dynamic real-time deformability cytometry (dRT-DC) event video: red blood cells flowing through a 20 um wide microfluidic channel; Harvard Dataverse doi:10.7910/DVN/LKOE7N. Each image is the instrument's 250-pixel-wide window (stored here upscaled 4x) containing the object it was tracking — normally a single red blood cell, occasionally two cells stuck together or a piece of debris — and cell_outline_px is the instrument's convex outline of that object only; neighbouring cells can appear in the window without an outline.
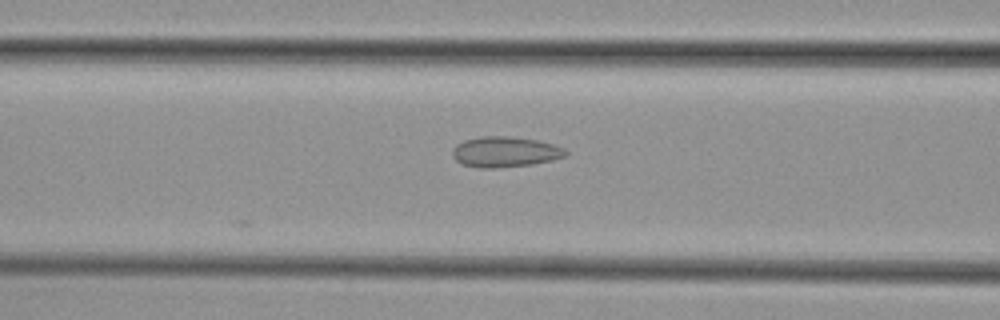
{"species": "common noctule bat (a hibernating species)", "species_latin": "Nyctalus noctula", "temperature_condition": "cold", "stored_images_in_passage": 7, "camera_frame_rate_fps": 3000, "um_per_image_px": 0.085, "animal": {"sex": "female", "body_mass_g": 29.2, "forearm_length_mm": 56.3}, "frame": {"image": 1, "passage_image": 7, "time_ms": 2.0, "image_size_px": [1000, 320], "cell_outline_px": [[568, 156], [552, 160], [532, 164], [496, 168], [480, 168], [464, 164], [456, 160], [452, 156], [452, 148], [456, 144], [464, 140], [480, 136], [508, 136], [536, 140], [552, 144], [564, 148], [568, 152]], "centroid_in_image_um": [42.92, 12.91], "position_along_channel_um": 123.7, "area_um2": 20.17}}